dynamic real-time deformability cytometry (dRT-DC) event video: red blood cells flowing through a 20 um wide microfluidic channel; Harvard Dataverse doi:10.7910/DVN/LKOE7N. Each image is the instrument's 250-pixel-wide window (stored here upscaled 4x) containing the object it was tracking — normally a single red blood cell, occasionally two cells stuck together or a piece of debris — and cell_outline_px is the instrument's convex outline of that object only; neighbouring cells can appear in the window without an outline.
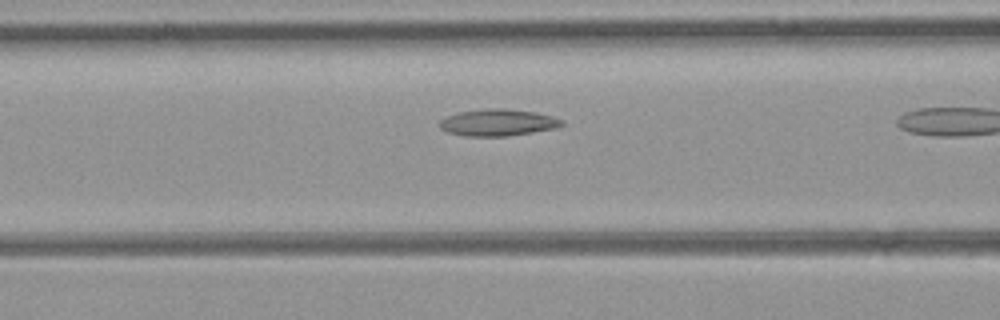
{"species": "common noctule bat (a hibernating species)", "species_latin": "Nyctalus noctula", "temperature_condition": "room temperature", "stored_images_in_passage": 9, "camera_frame_rate_fps": 3000, "um_per_image_px": 0.085, "animal": {"sex": "female", "body_mass_g": 21.9}, "frame": {"image": 1, "passage_image": 8, "time_ms": 2.333, "image_size_px": [1000, 320], "cell_outline_px": [[564, 124], [556, 128], [532, 132], [504, 136], [464, 136], [448, 132], [440, 128], [440, 120], [448, 116], [460, 112], [484, 108], [504, 108], [536, 112], [552, 116], [564, 120]], "centroid_in_image_um": [42.34, 10.41], "position_along_channel_um": 124.3, "area_um2": 19.02}}